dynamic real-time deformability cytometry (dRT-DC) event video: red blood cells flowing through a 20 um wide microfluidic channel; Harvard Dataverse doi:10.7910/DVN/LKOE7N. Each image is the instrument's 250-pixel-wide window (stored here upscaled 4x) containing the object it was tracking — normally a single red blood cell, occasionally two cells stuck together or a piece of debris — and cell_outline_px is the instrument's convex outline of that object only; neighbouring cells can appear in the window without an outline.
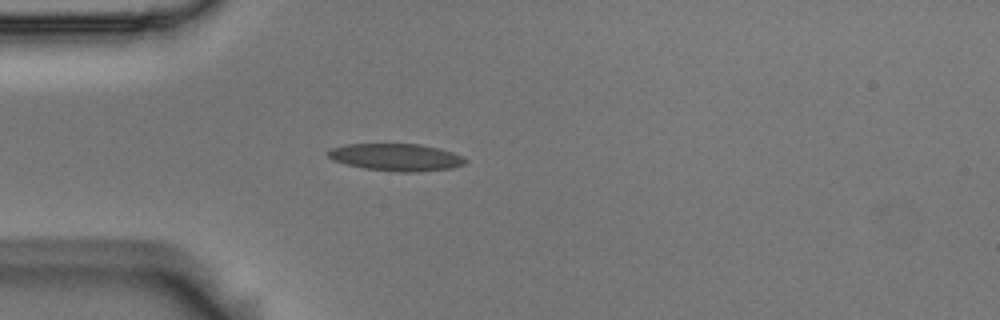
{"species": "Egyptian fruit bat (a non-hibernating species)", "species_latin": "Rousettus aegyptiacus", "temperature_condition": "room temperature", "stored_images_in_passage": 40, "camera_frame_rate_fps": 3000, "um_per_image_px": 0.085, "animal": {"sex": "male"}, "frame": {"image": 1, "passage_image": 1, "time_ms": 0.0, "image_size_px": [1000, 320], "cell_outline_px": [[468, 160], [464, 164], [452, 168], [416, 172], [396, 172], [364, 168], [332, 160], [328, 156], [328, 152], [332, 148], [344, 144], [420, 144], [452, 152], [464, 156]], "centroid_in_image_um": [33.69, 13.37], "position_along_channel_um": 51.3, "area_um2": 21.73}}
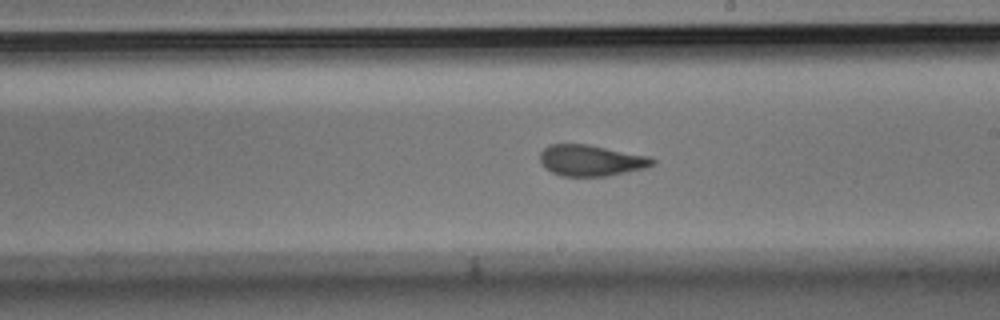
{"frame": {"image": 2, "passage_image": 17, "time_ms": 5.333, "image_size_px": [1000, 320], "cell_outline_px": [[656, 164], [644, 168], [608, 176], [560, 176], [544, 168], [540, 164], [540, 152], [548, 144], [588, 144], [652, 156], [656, 160]], "centroid_in_image_um": [50.25, 13.63], "position_along_channel_um": 238.8, "area_um2": 20.75}}
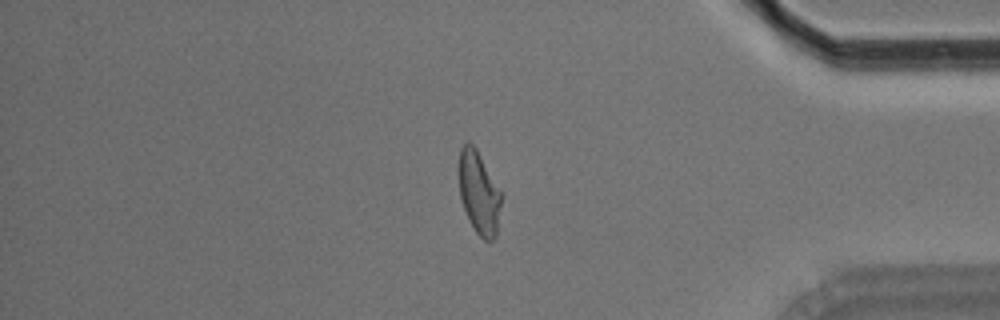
{"frame": {"image": 3, "passage_image": 32, "time_ms": 10.333, "image_size_px": [1000, 320], "cell_outline_px": [[500, 204], [496, 236], [492, 240], [484, 240], [476, 232], [468, 220], [460, 196], [460, 148], [468, 140], [476, 148], [500, 192]], "centroid_in_image_um": [40.69, 16.4], "position_along_channel_um": 394.5, "area_um2": 19.71}, "authors_computed_cell_mechanics": {"area_um2": 20.6346, "velocity_mm_per_s": 3.6666, "shape_relaxation_time_tau1_ms": 4.7051, "shape_relaxation_time_tau2_ms": 1.3215, "deformation_change_tau1": 0.1766, "deformation_change_tau2": 0.0955}}